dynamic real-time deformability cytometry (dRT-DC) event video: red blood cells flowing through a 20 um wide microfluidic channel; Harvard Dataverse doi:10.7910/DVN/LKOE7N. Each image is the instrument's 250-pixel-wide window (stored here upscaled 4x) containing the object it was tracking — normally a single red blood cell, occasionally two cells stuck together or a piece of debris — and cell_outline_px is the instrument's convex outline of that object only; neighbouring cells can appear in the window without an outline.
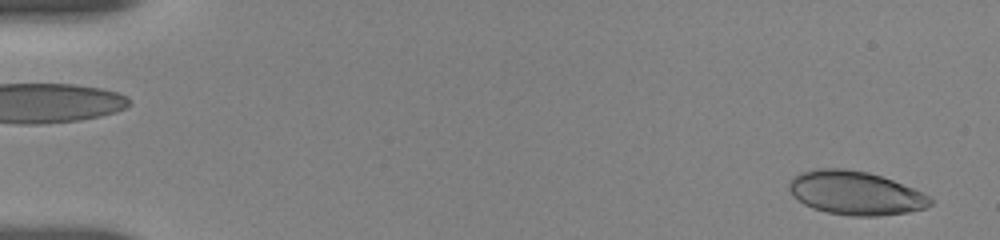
{"species": "human", "species_latin": "Homo sapiens", "temperature_condition": "room temperature", "stored_images_in_passage": 25, "camera_frame_rate_fps": 3000, "um_per_image_px": 0.085, "donor": {"sex": "female"}, "frame": {"image": 1, "passage_image": 2, "time_ms": 0.333, "image_size_px": [1000, 240], "cell_outline_px": [[932, 204], [924, 208], [908, 212], [876, 216], [852, 216], [828, 212], [812, 208], [804, 204], [792, 196], [788, 188], [788, 180], [792, 176], [800, 172], [816, 168], [844, 168], [868, 172], [892, 180], [912, 188], [928, 196], [932, 200]], "centroid_in_image_um": [72.64, 16.39], "position_along_channel_um": 12.4, "area_um2": 35.95}}
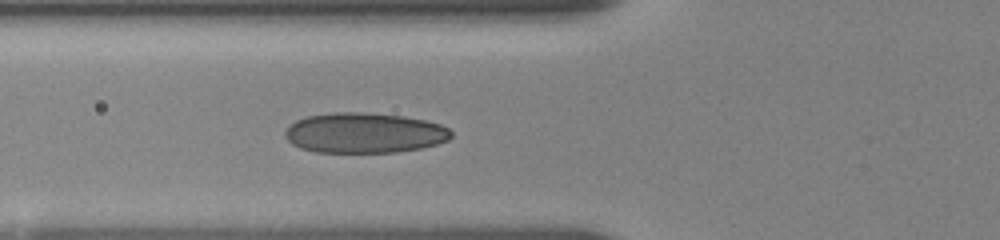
{"frame": {"image": 2, "passage_image": 19, "time_ms": 6.333, "image_size_px": [1000, 240], "cell_outline_px": [[452, 136], [448, 140], [436, 144], [420, 148], [396, 152], [316, 152], [300, 148], [292, 144], [284, 136], [284, 132], [296, 120], [308, 116], [336, 112], [360, 112], [404, 116], [424, 120], [440, 124], [448, 128], [452, 132]], "centroid_in_image_um": [30.97, 11.3], "position_along_channel_um": 94.8, "area_um2": 38.84}}
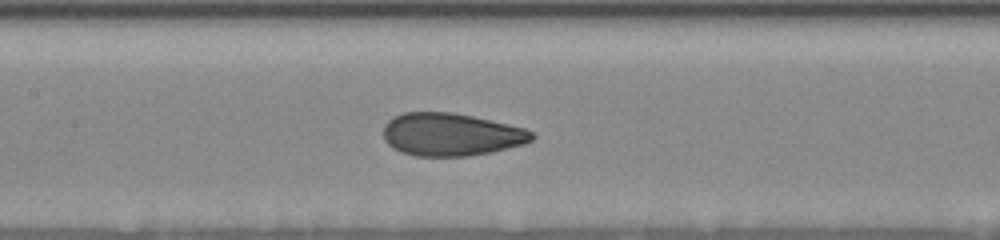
{"frame": {"image": 3, "passage_image": 25, "time_ms": 8.333, "image_size_px": [1000, 240], "cell_outline_px": [[536, 136], [532, 140], [524, 144], [492, 152], [468, 156], [416, 156], [400, 152], [392, 148], [384, 140], [384, 124], [392, 116], [404, 112], [452, 112], [472, 116], [524, 128], [532, 132]], "centroid_in_image_um": [38.3, 11.43], "position_along_channel_um": 169.1, "area_um2": 37.17}}